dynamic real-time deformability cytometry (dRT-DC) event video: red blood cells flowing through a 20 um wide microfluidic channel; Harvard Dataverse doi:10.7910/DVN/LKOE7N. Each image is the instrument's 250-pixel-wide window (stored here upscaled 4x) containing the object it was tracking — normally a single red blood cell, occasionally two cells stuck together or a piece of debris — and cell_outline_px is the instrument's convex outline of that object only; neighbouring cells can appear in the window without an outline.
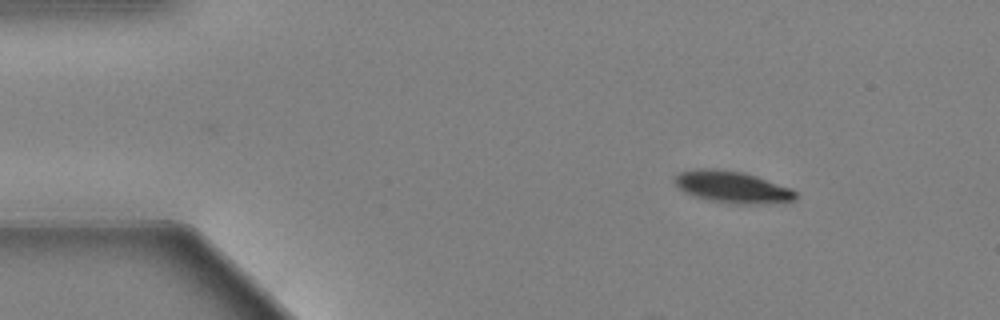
{"species": "Egyptian fruit bat (a non-hibernating species)", "species_latin": "Rousettus aegyptiacus", "temperature_condition": "warm", "stored_images_in_passage": 11, "camera_frame_rate_fps": 3000, "um_per_image_px": 0.085, "animal": {"sex": "female"}, "frame": {"image": 1, "passage_image": 1, "time_ms": 0.0, "image_size_px": [1000, 320], "cell_outline_px": [[796, 200], [760, 204], [736, 204], [712, 200], [696, 196], [684, 192], [672, 180], [680, 172], [700, 168], [712, 168], [744, 172], [792, 188], [796, 192]], "centroid_in_image_um": [62.26, 15.89], "position_along_channel_um": 22.7, "area_um2": 22.25}}